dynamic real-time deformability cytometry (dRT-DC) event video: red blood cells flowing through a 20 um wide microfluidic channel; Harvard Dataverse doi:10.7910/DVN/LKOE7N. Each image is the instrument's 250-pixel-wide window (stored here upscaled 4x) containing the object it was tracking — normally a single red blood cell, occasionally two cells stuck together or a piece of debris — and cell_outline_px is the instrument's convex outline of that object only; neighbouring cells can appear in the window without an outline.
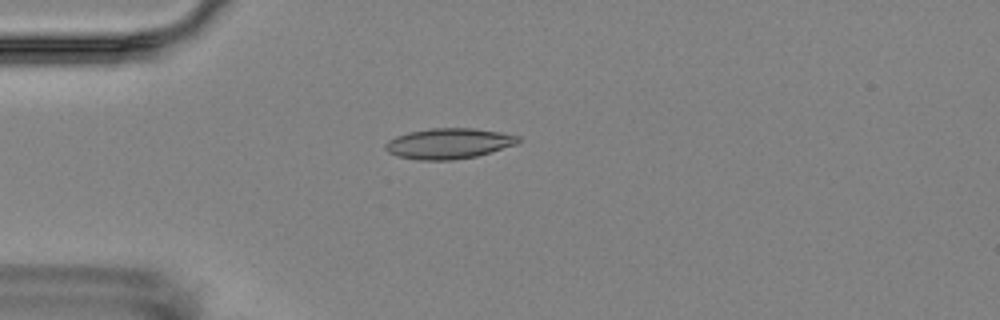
{"species": "Egyptian fruit bat (a non-hibernating species)", "species_latin": "Rousettus aegyptiacus", "temperature_condition": "room temperature", "stored_images_in_passage": 5, "camera_frame_rate_fps": 3000, "um_per_image_px": 0.085, "animal": {"sex": "female"}, "frame": {"image": 1, "passage_image": 4, "time_ms": 3.667, "image_size_px": [1000, 320], "cell_outline_px": [[520, 140], [516, 144], [476, 156], [452, 160], [416, 160], [396, 156], [388, 152], [384, 148], [384, 144], [388, 140], [396, 136], [408, 132], [432, 128], [472, 128], [500, 132], [520, 136]], "centroid_in_image_um": [38.09, 12.2], "position_along_channel_um": 46.9, "area_um2": 23.64}}